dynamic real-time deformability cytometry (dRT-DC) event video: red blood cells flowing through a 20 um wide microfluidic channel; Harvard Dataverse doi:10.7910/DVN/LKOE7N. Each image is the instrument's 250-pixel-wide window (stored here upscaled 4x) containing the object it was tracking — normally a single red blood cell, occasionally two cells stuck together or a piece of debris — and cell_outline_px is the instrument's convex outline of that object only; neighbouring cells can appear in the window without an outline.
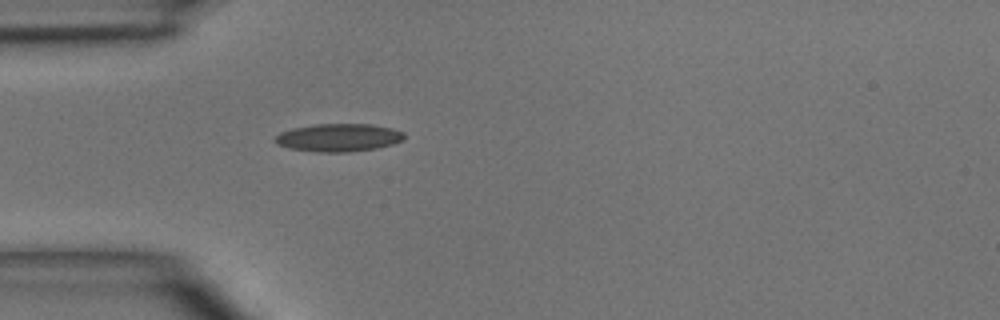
{"species": "common noctule bat (a hibernating species)", "species_latin": "Nyctalus noctula", "temperature_condition": "room temperature", "stored_images_in_passage": 1, "camera_frame_rate_fps": 3000, "um_per_image_px": 0.085, "animal": {"sex": "male", "body_mass_g": 15.6}, "frame": {"image": 1, "passage_image": 1, "time_ms": 0.0, "image_size_px": [1000, 320], "cell_outline_px": [[404, 140], [392, 144], [376, 148], [348, 152], [316, 152], [288, 148], [272, 140], [280, 132], [292, 128], [316, 124], [372, 124], [392, 128], [404, 132]], "centroid_in_image_um": [28.78, 11.69], "position_along_channel_um": 56.2, "area_um2": 21.04}}